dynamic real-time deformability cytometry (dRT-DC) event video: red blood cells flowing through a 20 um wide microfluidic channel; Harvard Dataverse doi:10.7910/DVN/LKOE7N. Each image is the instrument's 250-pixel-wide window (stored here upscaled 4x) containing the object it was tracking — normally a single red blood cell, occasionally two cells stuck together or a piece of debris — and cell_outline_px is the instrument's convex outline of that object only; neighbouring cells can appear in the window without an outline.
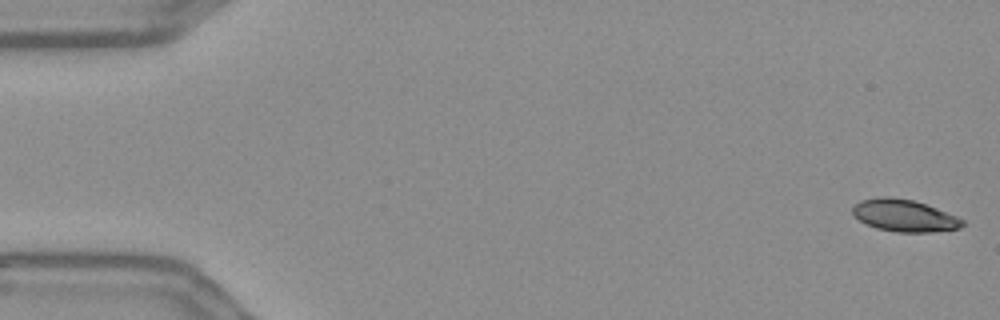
{"species": "Egyptian fruit bat (a non-hibernating species)", "species_latin": "Rousettus aegyptiacus", "temperature_condition": "warm", "stored_images_in_passage": 55, "camera_frame_rate_fps": 3000, "um_per_image_px": 0.085, "frame": {"image": 1, "passage_image": 1, "time_ms": 0.0, "image_size_px": [1000, 320], "cell_outline_px": [[964, 224], [960, 228], [932, 232], [896, 232], [876, 228], [852, 216], [852, 208], [860, 200], [880, 196], [888, 196], [912, 200], [936, 208], [956, 216], [964, 220]], "centroid_in_image_um": [76.84, 18.32], "position_along_channel_um": 8.2, "area_um2": 20.46}}
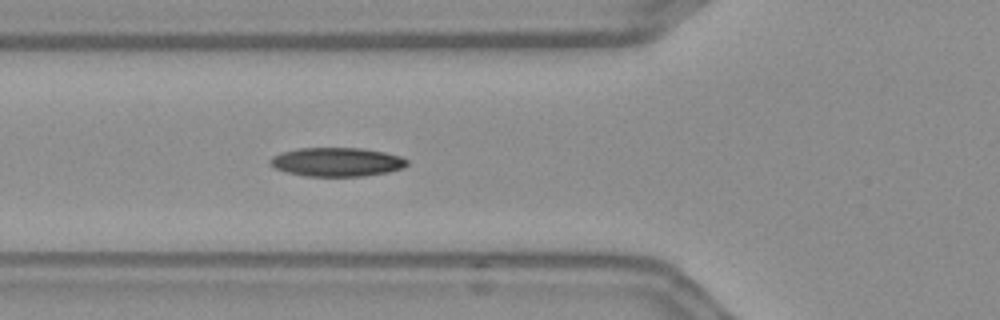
{"frame": {"image": 2, "passage_image": 20, "time_ms": 6.333, "image_size_px": [1000, 320], "cell_outline_px": [[408, 164], [400, 168], [388, 172], [364, 176], [304, 176], [284, 172], [272, 168], [268, 164], [268, 160], [272, 156], [280, 152], [296, 148], [360, 148], [384, 152], [400, 156], [408, 160]], "centroid_in_image_um": [28.53, 13.77], "position_along_channel_um": 97.3, "area_um2": 23.29}}
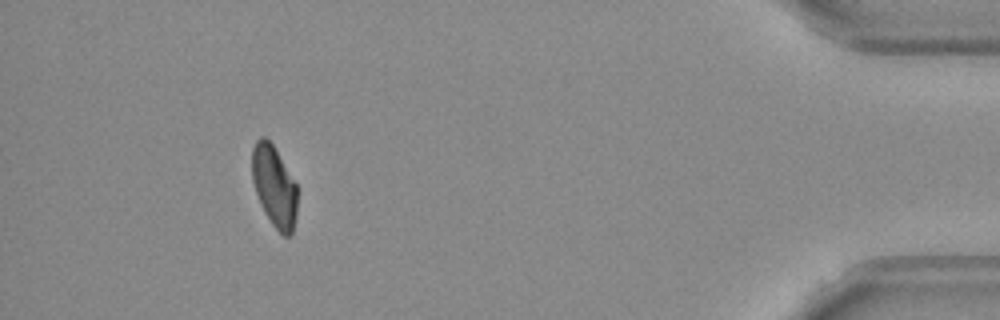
{"frame": {"image": 3, "passage_image": 51, "time_ms": 16.667, "image_size_px": [1000, 320], "cell_outline_px": [[300, 188], [296, 216], [292, 236], [284, 236], [272, 224], [264, 212], [260, 204], [252, 180], [252, 148], [256, 140], [260, 136], [264, 136], [272, 144]], "centroid_in_image_um": [23.35, 15.85], "position_along_channel_um": 411.9, "area_um2": 21.91}, "authors_computed_cell_mechanics": {"area_um2": 22.4264, "velocity_mm_per_s": 3.6453, "shape_relaxation_time_tau1_ms": null, "shape_relaxation_time_tau2_ms": 7.2736, "deformation_change_tau1": null, "deformation_change_tau2": 0.1347}}